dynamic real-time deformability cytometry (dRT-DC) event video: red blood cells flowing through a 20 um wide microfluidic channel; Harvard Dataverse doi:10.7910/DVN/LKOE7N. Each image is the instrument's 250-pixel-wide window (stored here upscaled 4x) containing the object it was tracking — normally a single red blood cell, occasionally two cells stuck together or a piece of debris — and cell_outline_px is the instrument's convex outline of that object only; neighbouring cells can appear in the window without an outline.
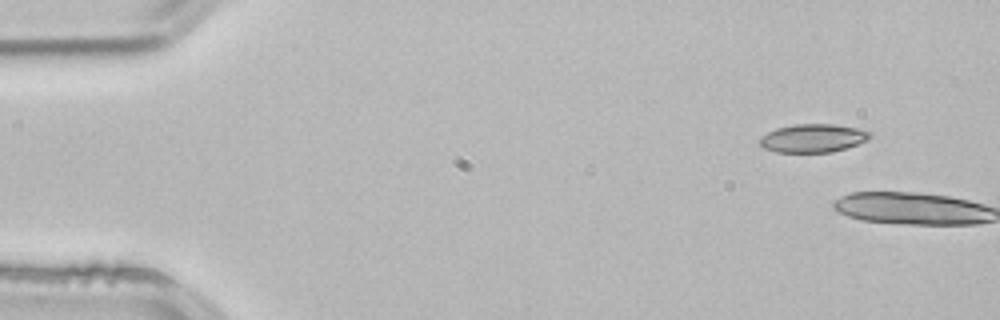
{"species": "common noctule bat (a hibernating species)", "species_latin": "Nyctalus noctula", "temperature_condition": "room temperature", "stored_images_in_passage": 4, "camera_frame_rate_fps": 3000, "um_per_image_px": 0.085, "animal": {"sex": "male", "body_mass_g": 21.5, "forearm_length_mm": 52.0}, "frame": {"image": 1, "passage_image": 1, "time_ms": 0.0, "image_size_px": [1000, 320], "cell_outline_px": [[872, 136], [868, 140], [832, 152], [776, 152], [764, 148], [760, 144], [760, 136], [776, 128], [792, 124], [832, 124], [856, 128], [872, 132]], "centroid_in_image_um": [69.09, 11.74], "position_along_channel_um": 15.9, "area_um2": 18.15}}